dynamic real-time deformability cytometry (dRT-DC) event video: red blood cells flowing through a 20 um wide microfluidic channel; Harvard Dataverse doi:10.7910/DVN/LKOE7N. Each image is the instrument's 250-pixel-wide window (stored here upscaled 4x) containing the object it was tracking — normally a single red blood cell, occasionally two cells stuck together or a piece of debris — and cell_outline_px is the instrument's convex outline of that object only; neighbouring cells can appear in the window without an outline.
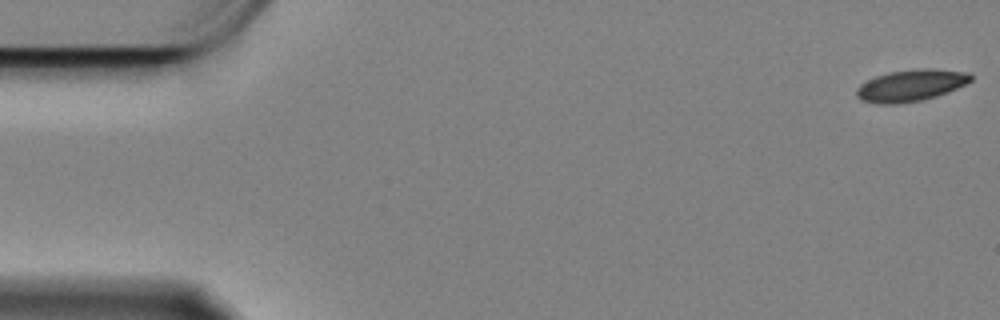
{"species": "Egyptian fruit bat (a non-hibernating species)", "species_latin": "Rousettus aegyptiacus", "temperature_condition": "cold", "stored_images_in_passage": 59, "camera_frame_rate_fps": 3000, "um_per_image_px": 0.085, "animal": {"sex": "female"}, "frame": {"image": 1, "passage_image": 1, "time_ms": 0.0, "image_size_px": [1000, 320], "cell_outline_px": [[972, 80], [948, 92], [936, 96], [920, 100], [900, 104], [880, 104], [860, 100], [856, 96], [856, 88], [860, 84], [876, 76], [888, 72], [920, 68], [932, 68], [968, 72], [972, 76]], "centroid_in_image_um": [77.4, 7.26], "position_along_channel_um": 7.6, "area_um2": 21.15}}
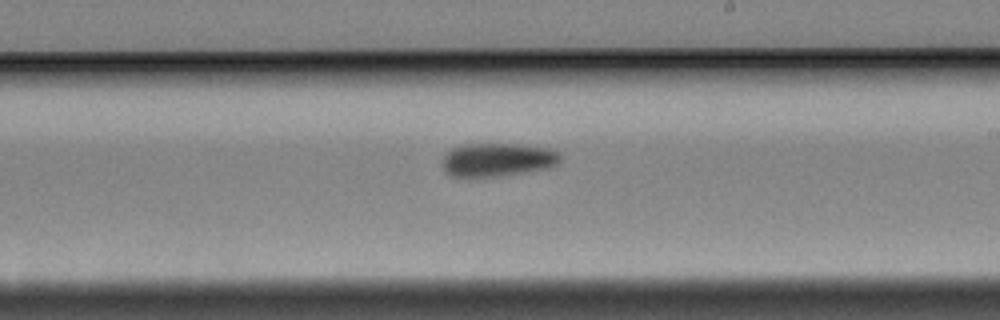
{"frame": {"image": 2, "passage_image": 34, "time_ms": 11.0, "image_size_px": [1000, 320], "cell_outline_px": [[560, 160], [552, 168], [488, 176], [452, 176], [444, 168], [444, 156], [452, 148], [460, 144], [520, 144], [552, 148], [560, 152]], "centroid_in_image_um": [42.35, 13.54], "position_along_channel_um": 246.6, "area_um2": 22.66}}
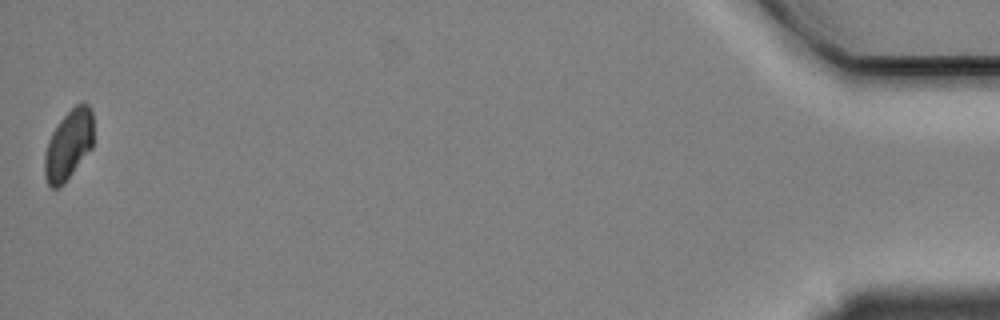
{"frame": {"image": 3, "passage_image": 59, "time_ms": 19.333, "image_size_px": [1000, 320], "cell_outline_px": [[92, 148], [72, 172], [56, 188], [52, 188], [48, 184], [44, 176], [44, 156], [48, 140], [52, 132], [60, 120], [80, 100], [84, 100], [92, 108]], "centroid_in_image_um": [5.82, 12.23], "position_along_channel_um": 429.4, "area_um2": 19.65}, "authors_computed_cell_mechanics": {"area_um2": 22.0796, "velocity_mm_per_s": 3.3343, "shape_relaxation_time_tau1_ms": 5.2561, "shape_relaxation_time_tau2_ms": null, "deformation_change_tau1": 0.0811, "deformation_change_tau2": null}}